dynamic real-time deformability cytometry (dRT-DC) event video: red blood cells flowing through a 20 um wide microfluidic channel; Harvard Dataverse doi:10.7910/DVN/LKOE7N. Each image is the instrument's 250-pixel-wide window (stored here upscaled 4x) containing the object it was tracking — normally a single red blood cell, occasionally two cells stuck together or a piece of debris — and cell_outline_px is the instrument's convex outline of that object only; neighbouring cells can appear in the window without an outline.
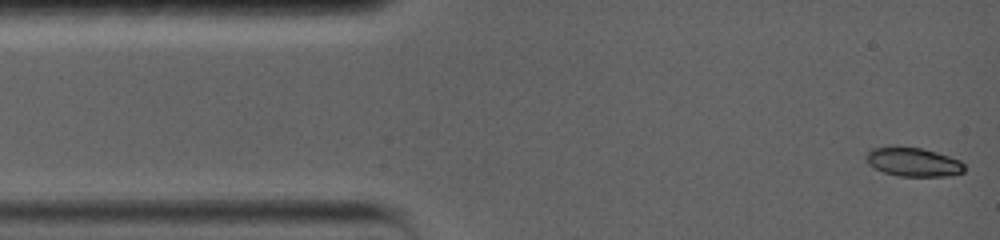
{"species": "common noctule bat (a hibernating species)", "species_latin": "Nyctalus noctula", "temperature_condition": "warm", "stored_images_in_passage": 42, "camera_frame_rate_fps": 5000, "um_per_image_px": 0.085, "animal": {"sex": "female", "body_mass_g": 19.0, "forearm_length_mm": 56.7}, "frame": {"image": 1, "passage_image": 1, "time_ms": 0.0, "image_size_px": [1000, 240], "cell_outline_px": [[964, 172], [952, 176], [900, 176], [884, 172], [868, 164], [868, 152], [876, 148], [920, 148], [936, 152], [960, 160], [964, 164]], "centroid_in_image_um": [77.72, 13.8], "position_along_channel_um": 7.3, "area_um2": 15.95}}
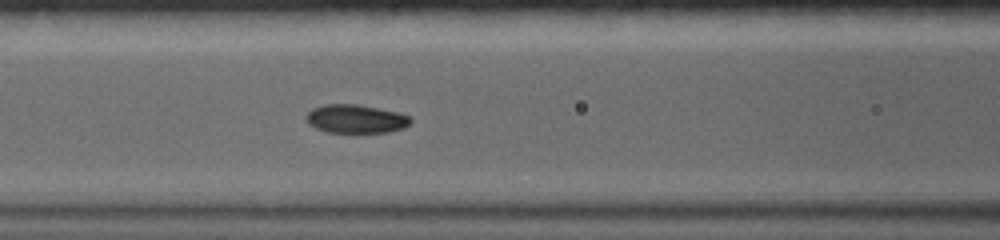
{"frame": {"image": 2, "passage_image": 24, "time_ms": 4.6, "image_size_px": [1000, 240], "cell_outline_px": [[412, 124], [404, 128], [388, 132], [328, 132], [316, 128], [308, 124], [304, 116], [312, 108], [324, 104], [356, 104], [396, 112], [408, 116], [412, 120]], "centroid_in_image_um": [30.22, 10.1], "position_along_channel_um": 136.4, "area_um2": 17.34}}
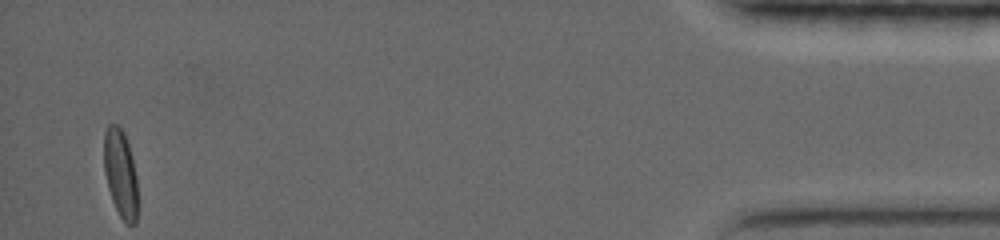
{"frame": {"image": 3, "passage_image": 42, "time_ms": 8.2, "image_size_px": [1000, 240], "cell_outline_px": [[136, 224], [128, 224], [120, 216], [112, 200], [108, 188], [104, 172], [104, 132], [108, 124], [116, 124], [124, 132], [128, 144], [136, 176]], "centroid_in_image_um": [10.22, 14.71], "position_along_channel_um": 425.0, "area_um2": 16.99}}